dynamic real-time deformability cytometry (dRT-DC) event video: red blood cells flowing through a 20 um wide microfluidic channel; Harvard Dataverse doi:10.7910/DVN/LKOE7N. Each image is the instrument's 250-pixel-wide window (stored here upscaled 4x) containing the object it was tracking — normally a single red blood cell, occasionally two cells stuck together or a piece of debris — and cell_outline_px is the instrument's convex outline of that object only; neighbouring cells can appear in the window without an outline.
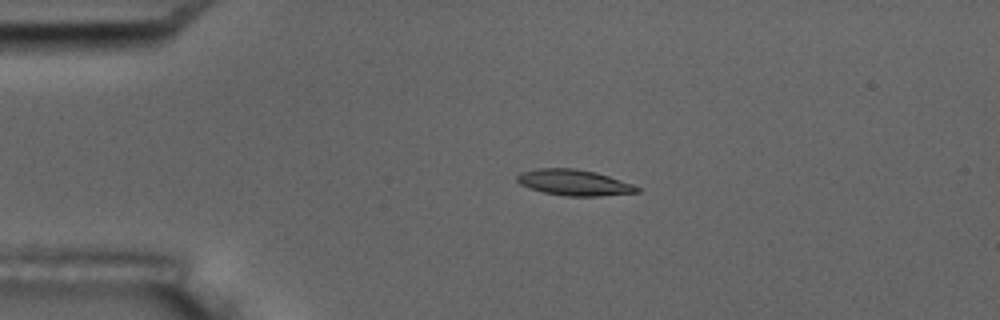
{"species": "common noctule bat (a hibernating species)", "species_latin": "Nyctalus noctula", "temperature_condition": "room temperature", "stored_images_in_passage": 10, "camera_frame_rate_fps": 3000, "um_per_image_px": 0.085, "animal": {"sex": "male", "body_mass_g": 17.5, "forearm_length_mm": 52.3}, "frame": {"image": 1, "passage_image": 4, "time_ms": 3.333, "image_size_px": [1000, 320], "cell_outline_px": [[640, 192], [600, 196], [564, 196], [544, 192], [520, 184], [516, 180], [516, 176], [520, 172], [536, 168], [576, 168], [596, 172], [632, 184], [640, 188]], "centroid_in_image_um": [48.78, 15.51], "position_along_channel_um": 36.2, "area_um2": 18.09}}
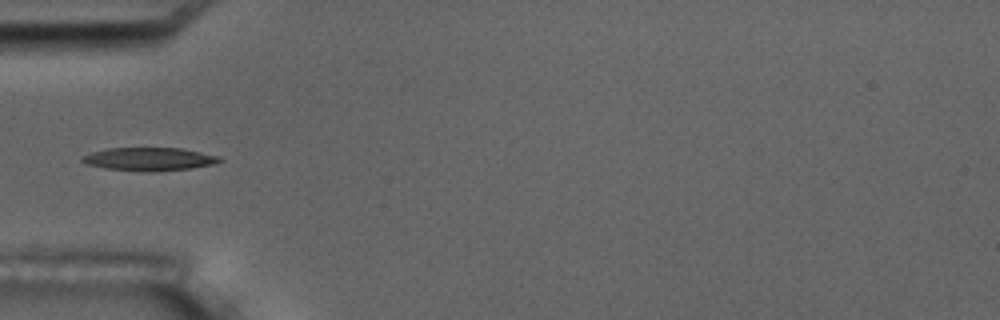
{"frame": {"image": 2, "passage_image": 5, "time_ms": 5.333, "image_size_px": [1000, 320], "cell_outline_px": [[224, 160], [216, 164], [192, 168], [152, 172], [148, 172], [104, 168], [84, 164], [80, 160], [80, 156], [92, 152], [108, 148], [180, 148], [220, 156]], "centroid_in_image_um": [12.68, 13.53], "position_along_channel_um": 72.3, "area_um2": 18.79}}